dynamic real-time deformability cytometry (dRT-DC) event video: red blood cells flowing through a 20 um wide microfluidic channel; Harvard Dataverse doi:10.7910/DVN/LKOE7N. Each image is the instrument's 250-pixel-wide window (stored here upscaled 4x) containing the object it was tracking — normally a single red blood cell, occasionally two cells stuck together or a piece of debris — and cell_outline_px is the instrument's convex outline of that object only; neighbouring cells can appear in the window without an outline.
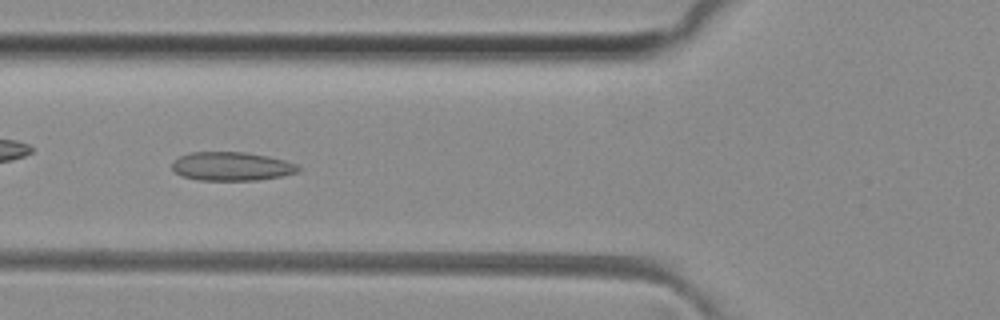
{"species": "common noctule bat (a hibernating species)", "species_latin": "Nyctalus noctula", "temperature_condition": "room temperature", "stored_images_in_passage": 32, "camera_frame_rate_fps": 3000, "um_per_image_px": 0.085, "animal": {"sex": "female", "body_mass_g": 29.2, "forearm_length_mm": 56.3}, "frame": {"image": 1, "passage_image": 5, "time_ms": 1.333, "image_size_px": [1000, 320], "cell_outline_px": [[300, 172], [280, 176], [256, 180], [196, 180], [184, 176], [176, 172], [172, 168], [172, 160], [180, 156], [192, 152], [244, 152], [268, 156], [284, 160], [296, 164], [300, 168]], "centroid_in_image_um": [19.68, 14.13], "position_along_channel_um": 106.1, "area_um2": 21.04}}
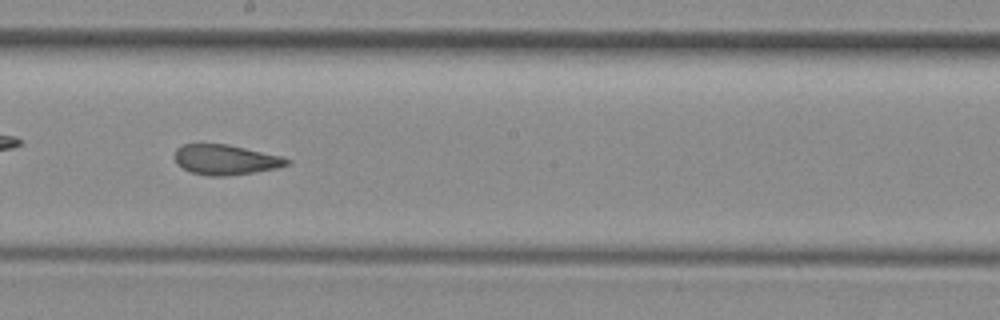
{"frame": {"image": 2, "passage_image": 14, "time_ms": 4.333, "image_size_px": [1000, 320], "cell_outline_px": [[292, 164], [276, 168], [256, 172], [224, 176], [208, 176], [192, 172], [176, 164], [176, 148], [184, 144], [228, 144], [284, 156], [292, 160]], "centroid_in_image_um": [19.25, 13.57], "position_along_channel_um": 229.0, "area_um2": 19.83}}
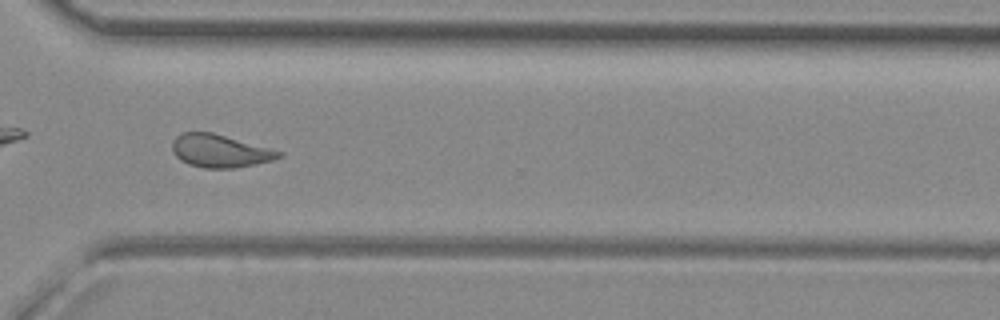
{"frame": {"image": 3, "passage_image": 23, "time_ms": 7.333, "image_size_px": [1000, 320], "cell_outline_px": [[284, 156], [272, 160], [236, 168], [204, 168], [188, 164], [180, 160], [172, 152], [172, 140], [176, 136], [184, 132], [212, 132], [284, 152]], "centroid_in_image_um": [18.68, 12.83], "position_along_channel_um": 351.9, "area_um2": 20.46}, "authors_computed_cell_mechanics": {"area_um2": 20.3167, "velocity_mm_per_s": 4.0953, "shape_relaxation_time_tau1_ms": null, "shape_relaxation_time_tau2_ms": 1.5078, "deformation_change_tau1": null, "deformation_change_tau2": 0.0876}}